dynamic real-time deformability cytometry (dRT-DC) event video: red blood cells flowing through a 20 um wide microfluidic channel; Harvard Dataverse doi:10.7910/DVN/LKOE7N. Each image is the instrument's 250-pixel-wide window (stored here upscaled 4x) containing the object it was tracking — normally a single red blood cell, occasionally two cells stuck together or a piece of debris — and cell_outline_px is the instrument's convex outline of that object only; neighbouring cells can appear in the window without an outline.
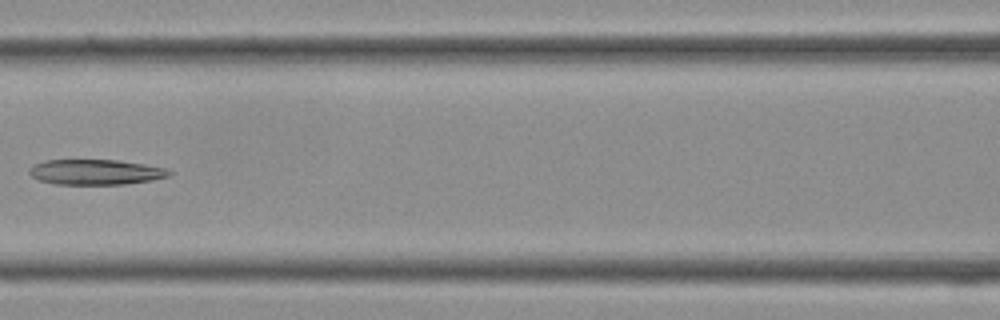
{"species": "Egyptian fruit bat (a non-hibernating species)", "species_latin": "Rousettus aegyptiacus", "temperature_condition": "cold", "stored_images_in_passage": 28, "camera_frame_rate_fps": 3000, "um_per_image_px": 0.085, "frame": {"image": 1, "passage_image": 8, "time_ms": 2.333, "image_size_px": [1000, 320], "cell_outline_px": [[172, 172], [168, 176], [152, 180], [124, 184], [56, 184], [40, 180], [32, 176], [28, 172], [28, 168], [44, 160], [116, 160], [144, 164], [164, 168]], "centroid_in_image_um": [8.1, 14.62], "position_along_channel_um": 158.5, "area_um2": 20.4}}
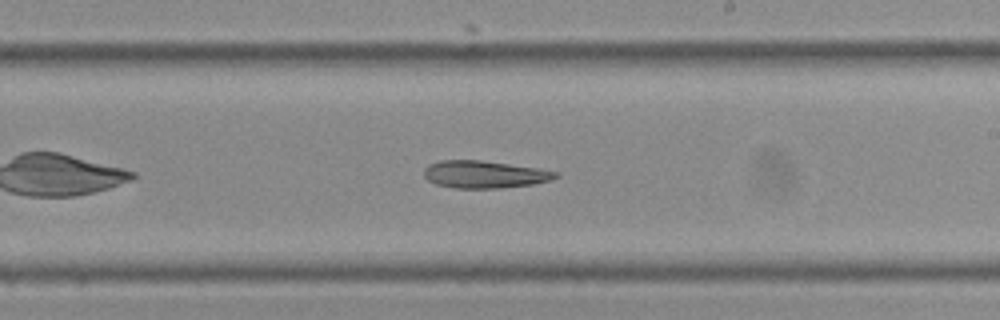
{"frame": {"image": 2, "passage_image": 13, "time_ms": 4.0, "image_size_px": [1000, 320], "cell_outline_px": [[560, 176], [552, 180], [532, 184], [500, 188], [456, 188], [436, 184], [428, 180], [424, 176], [424, 168], [428, 164], [440, 160], [480, 160], [540, 168], [560, 172]], "centroid_in_image_um": [41.21, 14.81], "position_along_channel_um": 247.8, "area_um2": 21.15}}
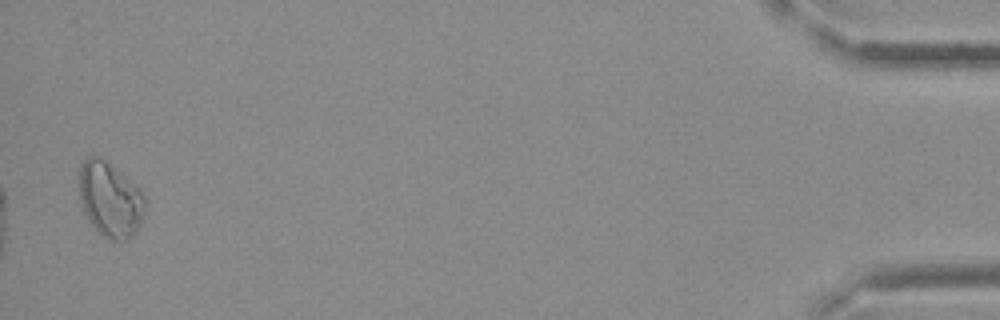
{"frame": {"image": 3, "passage_image": 28, "time_ms": 9.0, "image_size_px": [1000, 320], "cell_outline_px": [[148, 200], [140, 224], [136, 232], [128, 240], [112, 240], [104, 236], [92, 224], [84, 212], [80, 204], [80, 168], [84, 160], [88, 156], [100, 156], [140, 188], [144, 192]], "centroid_in_image_um": [9.4, 16.95], "position_along_channel_um": 425.8, "area_um2": 28.84}}